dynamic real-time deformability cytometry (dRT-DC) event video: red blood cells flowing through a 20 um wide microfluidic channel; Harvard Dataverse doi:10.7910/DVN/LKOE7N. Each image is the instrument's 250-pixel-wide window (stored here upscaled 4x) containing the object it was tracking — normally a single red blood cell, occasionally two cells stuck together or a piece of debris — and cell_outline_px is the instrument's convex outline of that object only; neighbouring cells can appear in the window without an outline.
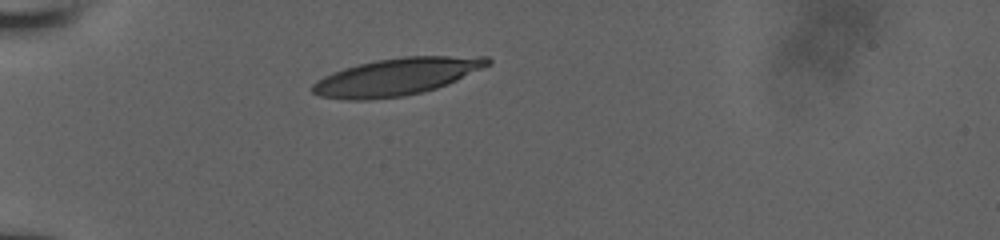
{"species": "human", "species_latin": "Homo sapiens", "temperature_condition": "room temperature", "stored_images_in_passage": 25, "camera_frame_rate_fps": 3000, "um_per_image_px": 0.085, "donor": {"sex": "male"}, "frame": {"image": 1, "passage_image": 1, "time_ms": 0.0, "image_size_px": [1000, 240], "cell_outline_px": [[492, 64], [448, 84], [424, 92], [404, 96], [368, 100], [348, 100], [320, 96], [312, 92], [308, 88], [316, 80], [332, 72], [344, 68], [376, 60], [404, 56], [488, 56], [492, 60]], "centroid_in_image_um": [33.71, 6.52], "position_along_channel_um": 51.3, "area_um2": 38.26}}
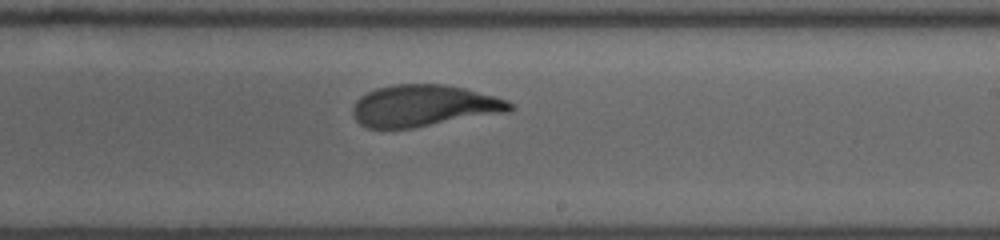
{"frame": {"image": 2, "passage_image": 14, "time_ms": 6.0, "image_size_px": [1000, 240], "cell_outline_px": [[516, 108], [512, 112], [412, 128], [368, 128], [360, 124], [352, 116], [352, 108], [356, 100], [360, 96], [376, 88], [392, 84], [444, 84], [464, 88], [496, 96], [508, 100], [516, 104]], "centroid_in_image_um": [36.09, 8.99], "position_along_channel_um": 252.9, "area_um2": 38.73}}
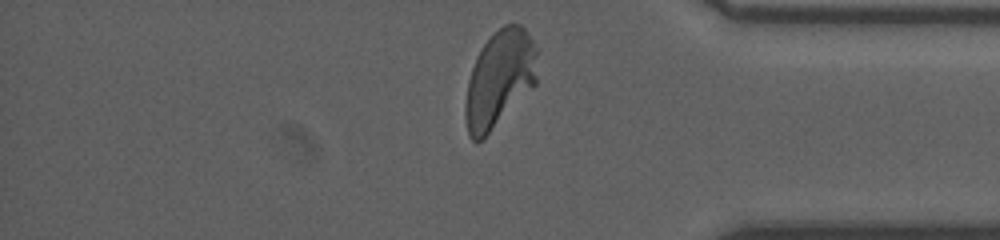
{"frame": {"image": 3, "passage_image": 24, "time_ms": 10.0, "image_size_px": [1000, 240], "cell_outline_px": [[536, 84], [480, 140], [472, 140], [468, 136], [464, 116], [464, 108], [468, 80], [472, 68], [480, 48], [504, 24], [520, 24], [524, 28], [532, 40], [536, 48]], "centroid_in_image_um": [42.43, 6.69], "position_along_channel_um": 392.8, "area_um2": 39.82}, "authors_computed_cell_mechanics": {"area_um2": 38.8994, "velocity_mm_per_s": 3.8287, "shape_relaxation_time_tau1_ms": 4.6941, "shape_relaxation_time_tau2_ms": 0.8173, "deformation_change_tau1": 0.2115, "deformation_change_tau2": 0.0799}}